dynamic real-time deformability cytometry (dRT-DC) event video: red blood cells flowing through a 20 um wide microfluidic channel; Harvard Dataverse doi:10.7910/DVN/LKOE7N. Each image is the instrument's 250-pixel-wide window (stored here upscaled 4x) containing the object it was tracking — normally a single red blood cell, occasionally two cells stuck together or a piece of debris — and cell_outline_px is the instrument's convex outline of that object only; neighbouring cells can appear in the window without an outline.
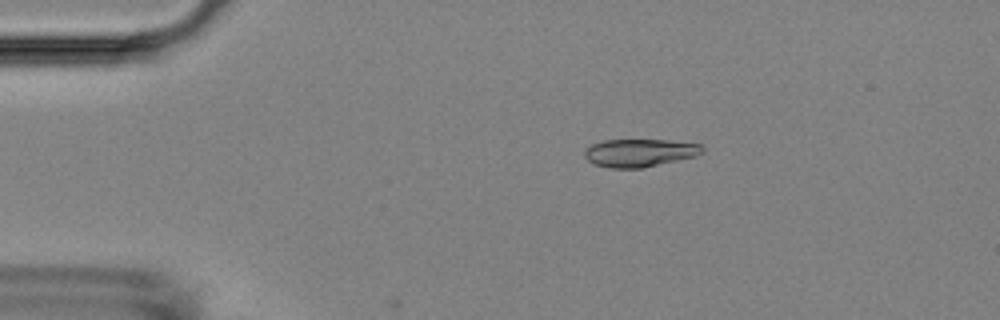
{"species": "Egyptian fruit bat (a non-hibernating species)", "species_latin": "Rousettus aegyptiacus", "temperature_condition": "room temperature", "stored_images_in_passage": 4, "camera_frame_rate_fps": 3000, "um_per_image_px": 0.085, "animal": {"sex": "female"}, "frame": {"image": 1, "passage_image": 2, "time_ms": 0.333, "image_size_px": [1000, 320], "cell_outline_px": [[704, 152], [696, 156], [640, 168], [612, 168], [596, 164], [588, 160], [584, 156], [584, 152], [592, 144], [604, 140], [664, 140], [700, 144], [704, 148]], "centroid_in_image_um": [54.38, 12.98], "position_along_channel_um": 30.6, "area_um2": 18.84}}